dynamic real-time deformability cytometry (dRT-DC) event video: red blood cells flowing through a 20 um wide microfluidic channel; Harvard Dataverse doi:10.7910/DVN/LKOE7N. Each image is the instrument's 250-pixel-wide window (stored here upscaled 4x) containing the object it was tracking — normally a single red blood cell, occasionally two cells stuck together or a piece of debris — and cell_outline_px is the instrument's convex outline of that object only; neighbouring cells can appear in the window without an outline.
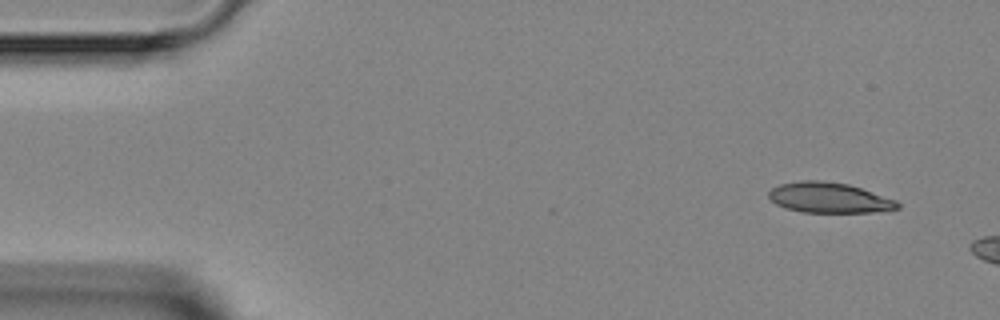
{"species": "Egyptian fruit bat (a non-hibernating species)", "species_latin": "Rousettus aegyptiacus", "temperature_condition": "room temperature", "stored_images_in_passage": 7, "segment_of_instrument_passage": [1, 2], "camera_frame_rate_fps": 3000, "um_per_image_px": 0.085, "animal": {"sex": "female"}, "frame": {"image": 1, "passage_image": 1, "time_ms": 0.0, "image_size_px": [1000, 320], "cell_outline_px": [[900, 208], [872, 212], [800, 212], [784, 208], [776, 204], [768, 196], [768, 192], [772, 188], [780, 184], [800, 180], [820, 180], [848, 184], [896, 200], [900, 204]], "centroid_in_image_um": [70.44, 16.8], "position_along_channel_um": 14.6, "area_um2": 22.72}}
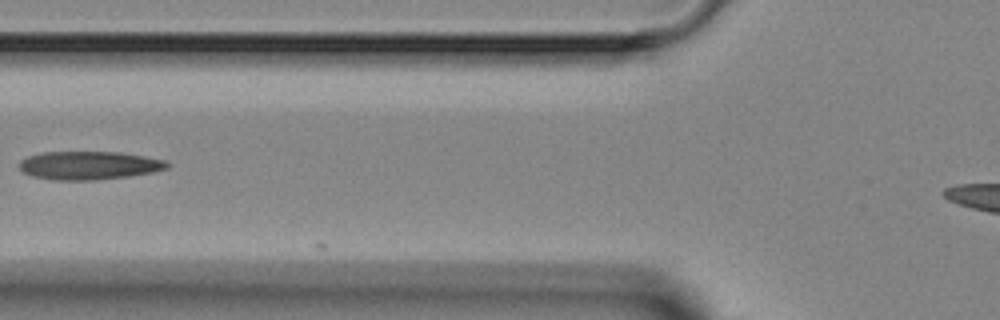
{"frame": {"image": 2, "passage_image": 5, "time_ms": 5.0, "image_size_px": [1000, 320], "cell_outline_px": [[168, 168], [152, 172], [128, 176], [96, 180], [52, 180], [32, 176], [24, 172], [20, 168], [20, 160], [28, 156], [44, 152], [120, 152], [144, 156], [164, 160], [168, 164]], "centroid_in_image_um": [7.55, 14.06], "position_along_channel_um": 118.3, "area_um2": 24.28}}